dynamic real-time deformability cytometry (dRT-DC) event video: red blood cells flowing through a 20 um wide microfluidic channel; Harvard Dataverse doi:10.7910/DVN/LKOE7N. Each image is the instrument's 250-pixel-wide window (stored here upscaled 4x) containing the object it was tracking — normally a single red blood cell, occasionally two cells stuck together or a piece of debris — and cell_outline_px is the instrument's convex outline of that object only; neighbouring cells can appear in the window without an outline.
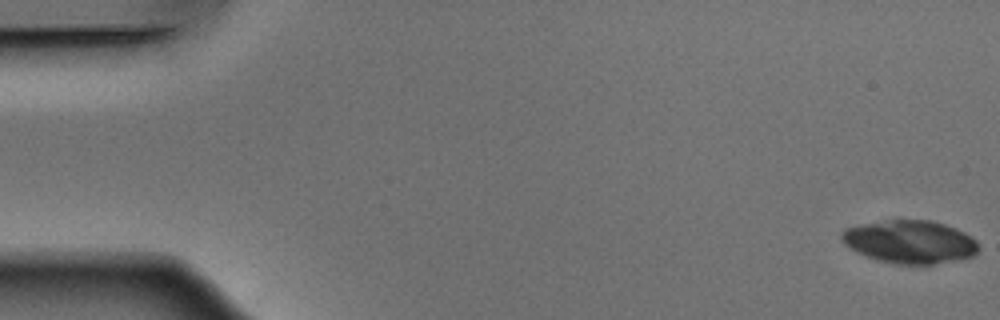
{"species": "Egyptian fruit bat (a non-hibernating species)", "species_latin": "Rousettus aegyptiacus", "temperature_condition": "warm", "stored_images_in_passage": 52, "camera_frame_rate_fps": 3000, "um_per_image_px": 0.085, "animal": {"sex": "male"}, "frame": {"image": 1, "passage_image": 1, "time_ms": 0.0, "image_size_px": [1000, 320], "cell_outline_px": [[980, 248], [972, 256], [960, 260], [932, 264], [896, 264], [880, 260], [868, 256], [844, 244], [840, 240], [840, 232], [844, 228], [860, 224], [896, 220], [932, 220], [956, 228], [972, 236], [976, 240]], "centroid_in_image_um": [77.37, 20.55], "position_along_channel_um": 7.6, "area_um2": 34.28}}
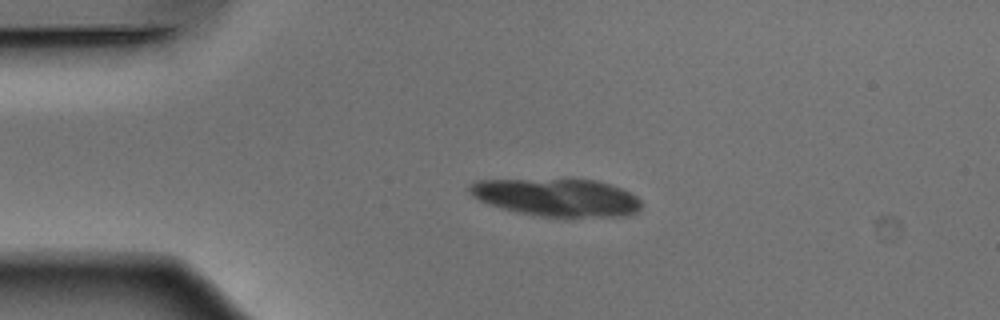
{"frame": {"image": 2, "passage_image": 12, "time_ms": 3.667, "image_size_px": [1000, 320], "cell_outline_px": [[640, 208], [636, 212], [628, 216], [540, 216], [516, 212], [488, 204], [472, 196], [468, 192], [468, 184], [476, 180], [596, 180], [612, 184], [636, 196], [640, 200]], "centroid_in_image_um": [47.3, 16.78], "position_along_channel_um": 37.7, "area_um2": 37.4}, "authors_computed_cell_mechanics": {"area_um2": 24.4205, "velocity_mm_per_s": 3.8507, "shape_relaxation_time_tau1_ms": 1.5685, "shape_relaxation_time_tau2_ms": null, "deformation_change_tau1": 0.0835, "deformation_change_tau2": null}}